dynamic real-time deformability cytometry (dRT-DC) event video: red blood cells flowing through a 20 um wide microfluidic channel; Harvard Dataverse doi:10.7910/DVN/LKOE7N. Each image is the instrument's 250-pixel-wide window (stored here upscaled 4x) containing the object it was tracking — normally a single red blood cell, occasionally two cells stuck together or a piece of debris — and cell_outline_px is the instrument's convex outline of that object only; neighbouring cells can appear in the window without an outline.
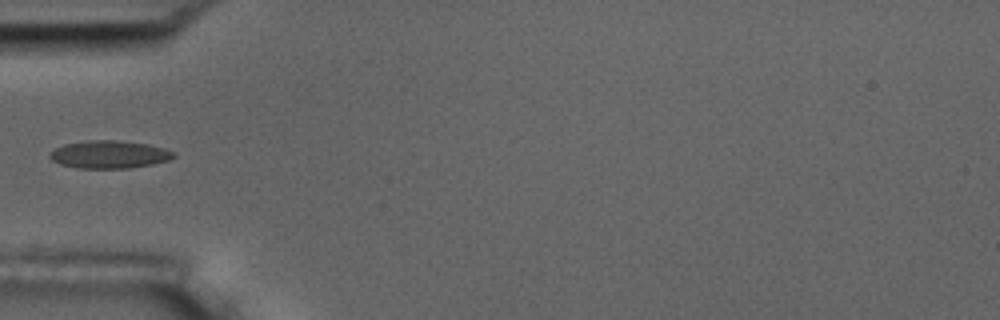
{"species": "common noctule bat (a hibernating species)", "species_latin": "Nyctalus noctula", "temperature_condition": "room temperature", "stored_images_in_passage": 6, "camera_frame_rate_fps": 3000, "um_per_image_px": 0.085, "animal": {"sex": "male", "body_mass_g": 17.5, "forearm_length_mm": 52.3}, "frame": {"image": 1, "passage_image": 4, "time_ms": 1.0, "image_size_px": [1000, 320], "cell_outline_px": [[176, 156], [168, 160], [152, 164], [128, 168], [76, 168], [60, 164], [52, 160], [48, 156], [56, 148], [64, 144], [88, 140], [116, 140], [148, 144], [164, 148], [176, 152]], "centroid_in_image_um": [9.3, 13.13], "position_along_channel_um": 75.7, "area_um2": 20.0}}